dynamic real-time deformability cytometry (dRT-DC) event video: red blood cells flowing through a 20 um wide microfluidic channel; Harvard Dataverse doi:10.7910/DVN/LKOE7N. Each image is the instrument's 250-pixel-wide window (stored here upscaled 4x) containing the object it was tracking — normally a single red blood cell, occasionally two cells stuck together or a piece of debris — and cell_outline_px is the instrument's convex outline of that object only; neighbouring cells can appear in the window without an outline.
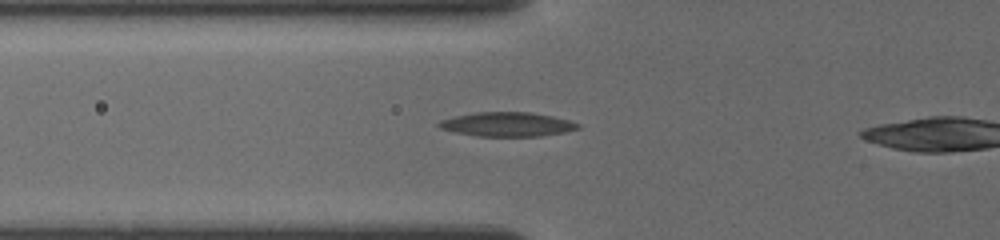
{"species": "common noctule bat (a hibernating species)", "species_latin": "Nyctalus noctula", "temperature_condition": "cold", "stored_images_in_passage": 9, "camera_frame_rate_fps": 3000, "um_per_image_px": 0.085, "animal": {"sex": "female", "body_mass_g": 19.5, "forearm_length_mm": 54.1}, "frame": {"image": 1, "passage_image": 7, "time_ms": 3.0, "image_size_px": [1000, 240], "cell_outline_px": [[580, 128], [564, 132], [540, 136], [476, 136], [456, 132], [440, 128], [436, 124], [440, 120], [456, 116], [476, 112], [532, 112], [552, 116], [568, 120], [580, 124]], "centroid_in_image_um": [43.11, 10.56], "position_along_channel_um": 82.7, "area_um2": 19.54}}